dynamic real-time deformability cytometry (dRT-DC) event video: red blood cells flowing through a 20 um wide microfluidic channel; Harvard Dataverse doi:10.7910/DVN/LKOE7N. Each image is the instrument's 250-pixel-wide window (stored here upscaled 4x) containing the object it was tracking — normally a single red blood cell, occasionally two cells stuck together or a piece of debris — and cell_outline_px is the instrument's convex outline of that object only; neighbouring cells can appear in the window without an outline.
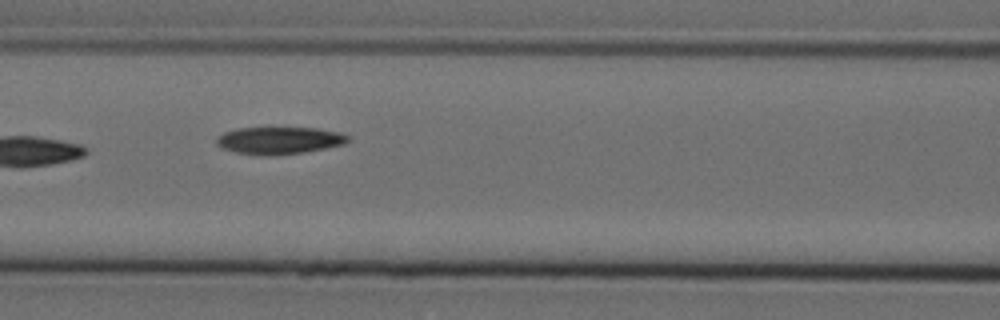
{"species": "Egyptian fruit bat (a non-hibernating species)", "species_latin": "Rousettus aegyptiacus", "temperature_condition": "cold", "stored_images_in_passage": 10, "camera_frame_rate_fps": 3000, "um_per_image_px": 0.085, "animal": {"sex": "female"}, "frame": {"image": 1, "passage_image": 7, "time_ms": 2.0, "image_size_px": [1000, 320], "cell_outline_px": [[348, 140], [344, 144], [304, 152], [276, 156], [260, 156], [236, 152], [220, 148], [216, 144], [216, 136], [224, 132], [236, 128], [316, 128], [340, 132], [348, 136]], "centroid_in_image_um": [23.67, 11.95], "position_along_channel_um": 142.9, "area_um2": 21.04}}
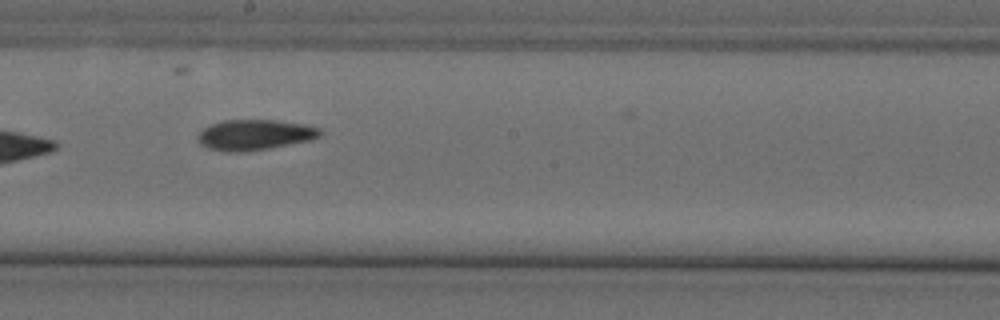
{"frame": {"image": 2, "passage_image": 9, "time_ms": 2.667, "image_size_px": [1000, 320], "cell_outline_px": [[324, 132], [320, 136], [312, 140], [268, 148], [240, 152], [224, 152], [208, 148], [200, 144], [196, 140], [196, 136], [204, 128], [212, 124], [224, 120], [276, 120], [304, 124], [320, 128]], "centroid_in_image_um": [21.65, 11.46], "position_along_channel_um": 226.5, "area_um2": 21.85}}